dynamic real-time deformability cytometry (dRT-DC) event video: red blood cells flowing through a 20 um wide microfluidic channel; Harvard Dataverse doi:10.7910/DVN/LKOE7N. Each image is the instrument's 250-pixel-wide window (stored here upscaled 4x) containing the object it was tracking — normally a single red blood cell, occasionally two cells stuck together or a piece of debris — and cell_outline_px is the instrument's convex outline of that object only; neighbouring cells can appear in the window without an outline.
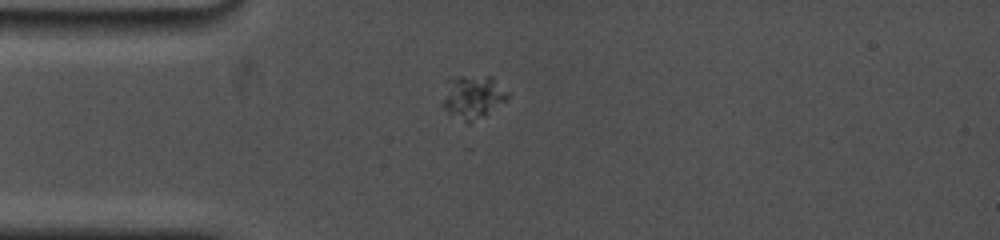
{"species": "common noctule bat (a hibernating species)", "species_latin": "Nyctalus noctula", "temperature_condition": "cold", "stored_images_in_passage": 79, "camera_frame_rate_fps": 5000, "um_per_image_px": 0.085, "animal": {"sex": "female", "body_mass_g": 19.0, "forearm_length_mm": 53.3}, "frame": {"image": 1, "passage_image": 1, "time_ms": 0.0, "image_size_px": [1000, 240], "cell_outline_px": [[512, 92], [504, 100], [484, 116], [468, 124], [448, 112], [444, 108], [444, 100], [448, 76], [492, 76]], "centroid_in_image_um": [40.23, 8.2], "position_along_channel_um": 44.8, "area_um2": 16.42}}
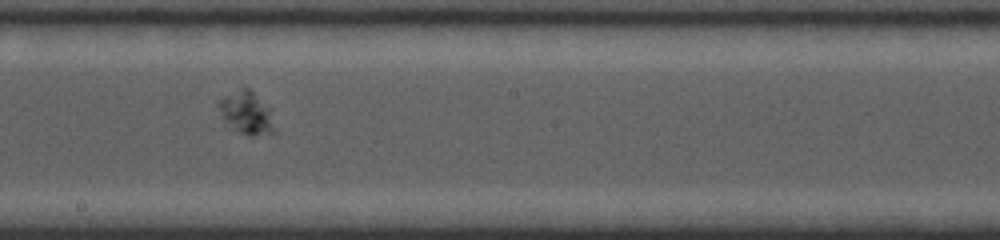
{"frame": {"image": 2, "passage_image": 37, "time_ms": 5.4, "image_size_px": [1000, 240], "cell_outline_px": [[276, 132], [252, 136], [248, 136], [224, 124], [216, 104], [220, 100], [244, 88], [248, 88], [268, 108], [276, 128]], "centroid_in_image_um": [20.93, 9.67], "position_along_channel_um": 227.3, "area_um2": 13.53}}
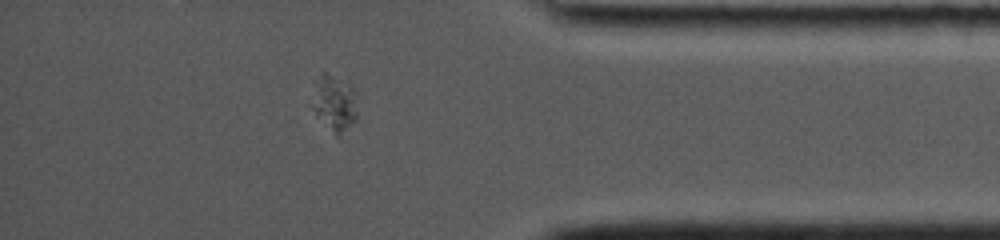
{"frame": {"image": 3, "passage_image": 70, "time_ms": 10.6, "image_size_px": [1000, 240], "cell_outline_px": [[356, 120], [340, 140], [316, 116], [312, 108], [312, 80], [320, 72], [324, 72], [352, 88], [356, 112]], "centroid_in_image_um": [28.34, 8.82], "position_along_channel_um": 406.9, "area_um2": 14.91}}